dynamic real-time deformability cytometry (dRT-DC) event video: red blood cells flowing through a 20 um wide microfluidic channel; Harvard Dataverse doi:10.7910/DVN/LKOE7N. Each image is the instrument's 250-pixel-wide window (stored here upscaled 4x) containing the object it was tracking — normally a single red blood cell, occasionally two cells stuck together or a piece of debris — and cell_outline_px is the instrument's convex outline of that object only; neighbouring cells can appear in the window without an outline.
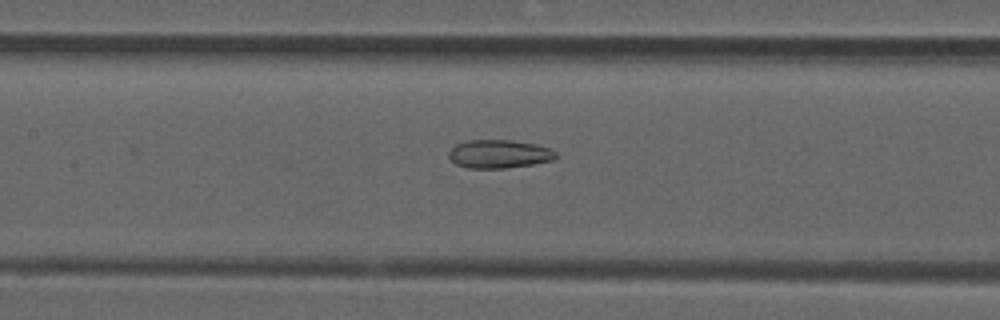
{"species": "common noctule bat (a hibernating species)", "species_latin": "Nyctalus noctula", "temperature_condition": "room temperature", "stored_images_in_passage": 28, "camera_frame_rate_fps": 3000, "um_per_image_px": 0.085, "animal": {"sex": "male", "forearm_length_mm": 52.5}, "frame": {"image": 1, "passage_image": 8, "time_ms": 2.333, "image_size_px": [1000, 320], "cell_outline_px": [[560, 156], [556, 160], [532, 164], [504, 168], [468, 168], [456, 164], [448, 156], [448, 152], [456, 144], [468, 140], [512, 140], [536, 144], [548, 148], [556, 152]], "centroid_in_image_um": [42.46, 13.09], "position_along_channel_um": 164.9, "area_um2": 17.8}}
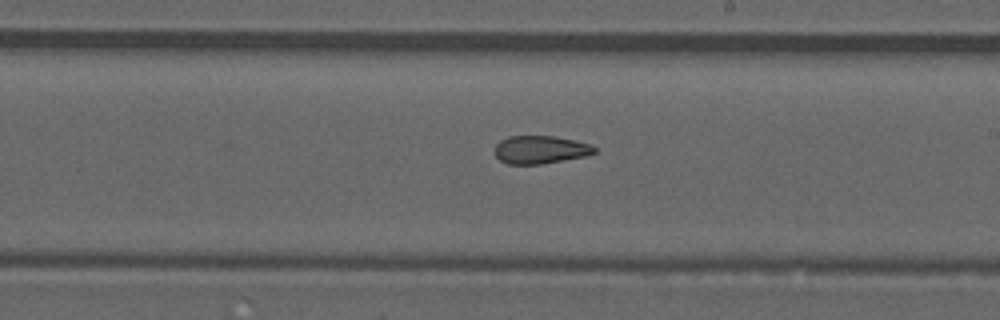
{"frame": {"image": 2, "passage_image": 14, "time_ms": 4.333, "image_size_px": [1000, 320], "cell_outline_px": [[596, 152], [584, 156], [540, 164], [508, 164], [500, 160], [496, 156], [496, 144], [500, 140], [508, 136], [552, 136], [572, 140], [588, 144], [596, 148]], "centroid_in_image_um": [45.89, 12.72], "position_along_channel_um": 243.1, "area_um2": 15.95}}
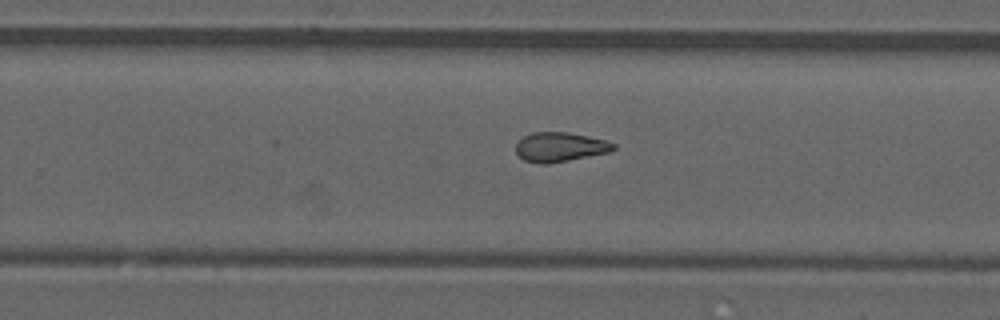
{"frame": {"image": 3, "passage_image": 17, "time_ms": 5.333, "image_size_px": [1000, 320], "cell_outline_px": [[616, 148], [612, 152], [548, 164], [540, 164], [524, 160], [516, 152], [516, 144], [524, 136], [532, 132], [568, 132], [588, 136], [604, 140], [616, 144]], "centroid_in_image_um": [47.62, 12.5], "position_along_channel_um": 282.2, "area_um2": 16.82}}